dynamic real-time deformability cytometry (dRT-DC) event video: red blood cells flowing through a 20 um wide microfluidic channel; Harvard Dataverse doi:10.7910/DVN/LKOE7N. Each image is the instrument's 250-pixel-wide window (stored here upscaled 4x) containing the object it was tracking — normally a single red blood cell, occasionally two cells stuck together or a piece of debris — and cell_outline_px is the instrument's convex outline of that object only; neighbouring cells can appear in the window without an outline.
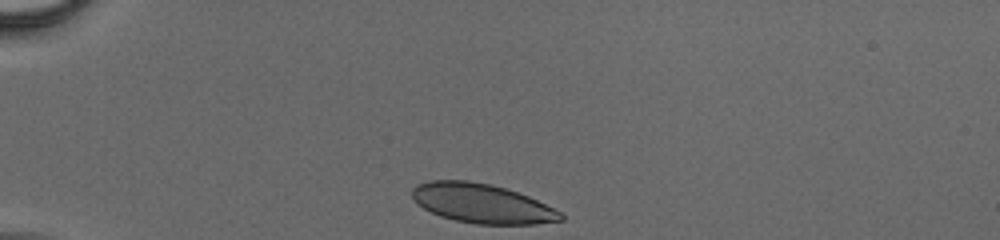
{"species": "human", "species_latin": "Homo sapiens", "temperature_condition": "cold", "stored_images_in_passage": 35, "camera_frame_rate_fps": 3000, "um_per_image_px": 0.085, "donor": {"sex": "male"}, "frame": {"image": 1, "passage_image": 1, "time_ms": 0.0, "image_size_px": [1000, 240], "cell_outline_px": [[564, 220], [536, 224], [476, 224], [456, 220], [440, 216], [416, 204], [412, 196], [412, 188], [416, 184], [428, 180], [468, 180], [488, 184], [504, 188], [528, 196], [560, 212], [564, 216]], "centroid_in_image_um": [40.92, 17.29], "position_along_channel_um": 44.1, "area_um2": 33.87}}
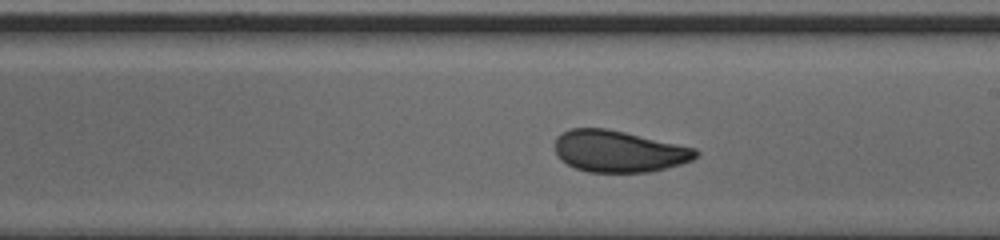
{"frame": {"image": 2, "passage_image": 20, "time_ms": 6.333, "image_size_px": [1000, 240], "cell_outline_px": [[700, 152], [692, 160], [680, 164], [652, 172], [588, 172], [576, 168], [560, 160], [556, 152], [556, 136], [560, 132], [568, 128], [608, 128], [696, 148]], "centroid_in_image_um": [52.58, 12.85], "position_along_channel_um": 236.4, "area_um2": 34.33}}
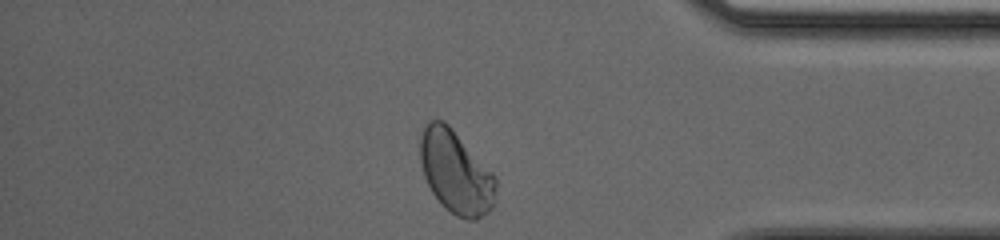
{"frame": {"image": 3, "passage_image": 34, "time_ms": 11.0, "image_size_px": [1000, 240], "cell_outline_px": [[496, 188], [492, 208], [488, 212], [476, 220], [468, 220], [456, 216], [444, 208], [440, 204], [432, 192], [424, 176], [420, 160], [420, 136], [428, 120], [444, 120], [452, 128], [496, 176]], "centroid_in_image_um": [38.74, 14.65], "position_along_channel_um": 396.5, "area_um2": 36.65}}